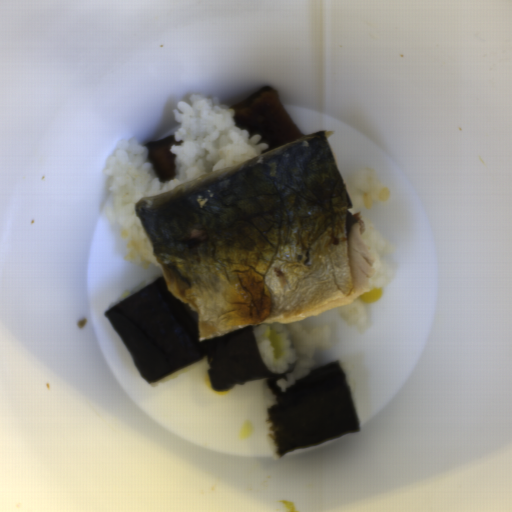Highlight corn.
I'll list each match as a JSON object with an SVG mask.
<instances>
[{
  "instance_id": "obj_1",
  "label": "corn",
  "mask_w": 512,
  "mask_h": 512,
  "mask_svg": "<svg viewBox=\"0 0 512 512\" xmlns=\"http://www.w3.org/2000/svg\"><path fill=\"white\" fill-rule=\"evenodd\" d=\"M383 288L379 287L373 290H368L356 298L361 299L362 303H375L382 297Z\"/></svg>"
}]
</instances>
